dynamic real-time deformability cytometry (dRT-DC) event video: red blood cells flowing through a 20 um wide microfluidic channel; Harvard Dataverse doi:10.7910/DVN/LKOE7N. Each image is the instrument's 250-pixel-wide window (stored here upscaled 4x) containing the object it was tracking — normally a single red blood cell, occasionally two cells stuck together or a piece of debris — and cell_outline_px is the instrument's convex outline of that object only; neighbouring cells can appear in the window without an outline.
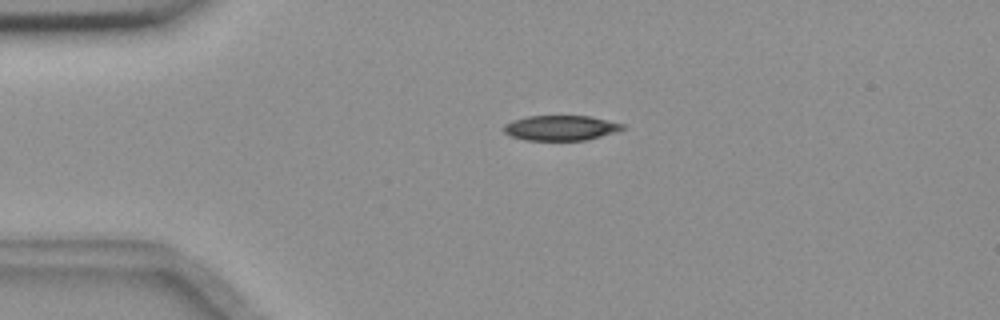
{"species": "common noctule bat (a hibernating species)", "species_latin": "Nyctalus noctula", "temperature_condition": "room temperature", "stored_images_in_passage": 3, "camera_frame_rate_fps": 3000, "um_per_image_px": 0.085, "animal": {"sex": "female", "body_mass_g": 18.4}, "frame": {"image": 1, "passage_image": 3, "time_ms": 0.667, "image_size_px": [1000, 320], "cell_outline_px": [[628, 128], [616, 132], [588, 140], [524, 140], [508, 136], [504, 132], [504, 124], [512, 120], [528, 116], [592, 116], [624, 124]], "centroid_in_image_um": [47.68, 10.87], "position_along_channel_um": 37.3, "area_um2": 17.63}}